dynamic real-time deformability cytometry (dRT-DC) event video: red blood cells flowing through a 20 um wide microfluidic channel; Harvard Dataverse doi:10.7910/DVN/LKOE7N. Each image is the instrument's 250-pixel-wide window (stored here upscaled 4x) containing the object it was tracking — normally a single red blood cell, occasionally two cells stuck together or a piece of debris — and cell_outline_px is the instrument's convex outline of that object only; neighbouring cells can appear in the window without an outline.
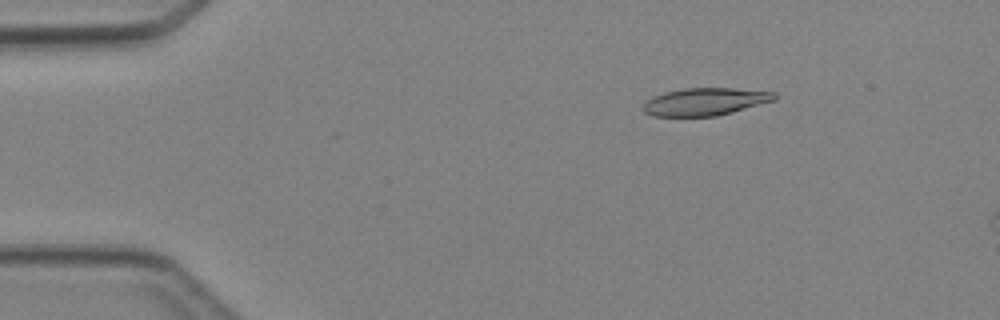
{"species": "Egyptian fruit bat (a non-hibernating species)", "species_latin": "Rousettus aegyptiacus", "temperature_condition": "cold", "stored_images_in_passage": 4, "camera_frame_rate_fps": 3000, "um_per_image_px": 0.085, "animal": {"sex": "female"}, "frame": {"image": 1, "passage_image": 2, "time_ms": 1.333, "image_size_px": [1000, 320], "cell_outline_px": [[776, 100], [732, 112], [716, 116], [652, 116], [644, 112], [640, 108], [648, 100], [664, 92], [684, 88], [732, 88], [776, 92]], "centroid_in_image_um": [59.94, 8.64], "position_along_channel_um": 25.1, "area_um2": 21.04}}